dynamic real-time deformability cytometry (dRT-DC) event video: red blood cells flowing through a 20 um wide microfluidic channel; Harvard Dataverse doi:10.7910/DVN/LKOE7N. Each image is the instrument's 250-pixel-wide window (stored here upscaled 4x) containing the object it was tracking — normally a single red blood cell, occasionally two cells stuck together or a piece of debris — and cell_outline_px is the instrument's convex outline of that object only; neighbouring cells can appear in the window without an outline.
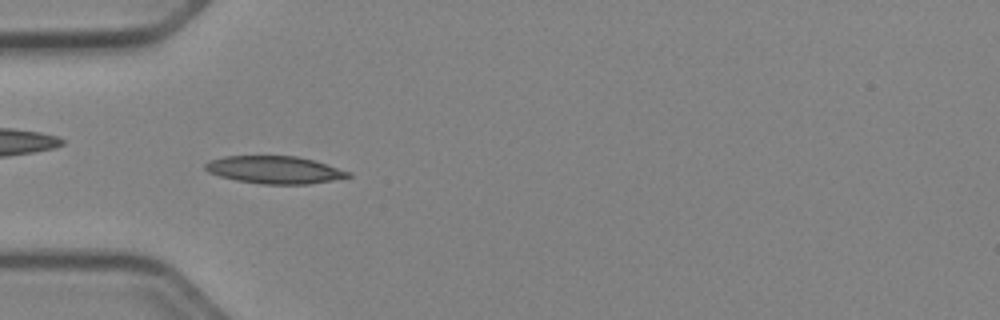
{"species": "Egyptian fruit bat (a non-hibernating species)", "species_latin": "Rousettus aegyptiacus", "temperature_condition": "cold", "stored_images_in_passage": 47, "camera_frame_rate_fps": 3000, "um_per_image_px": 0.085, "animal": {"sex": "female"}, "frame": {"image": 1, "passage_image": 12, "time_ms": 3.667, "image_size_px": [1000, 320], "cell_outline_px": [[352, 176], [332, 180], [308, 184], [264, 184], [236, 180], [220, 176], [208, 172], [204, 168], [204, 164], [208, 160], [224, 156], [296, 156], [312, 160], [352, 172]], "centroid_in_image_um": [23.31, 14.43], "position_along_channel_um": 61.7, "area_um2": 22.83}}
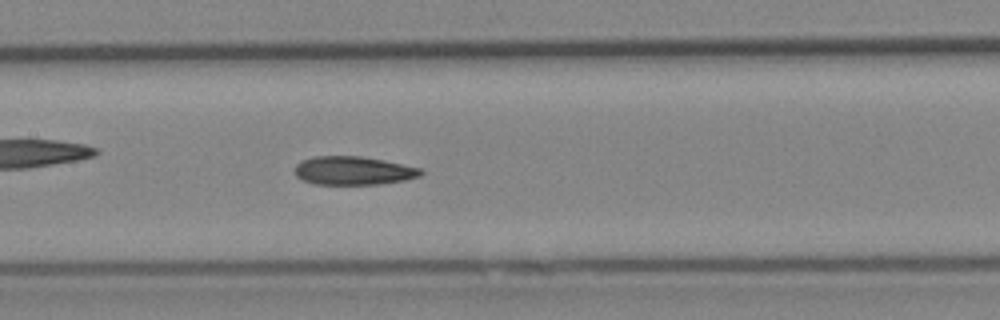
{"frame": {"image": 2, "passage_image": 21, "time_ms": 6.667, "image_size_px": [1000, 320], "cell_outline_px": [[424, 172], [420, 176], [404, 180], [380, 184], [316, 184], [304, 180], [296, 176], [296, 164], [304, 160], [316, 156], [360, 156], [384, 160], [420, 168]], "centroid_in_image_um": [30.06, 14.5], "position_along_channel_um": 177.3, "area_um2": 20.69}}
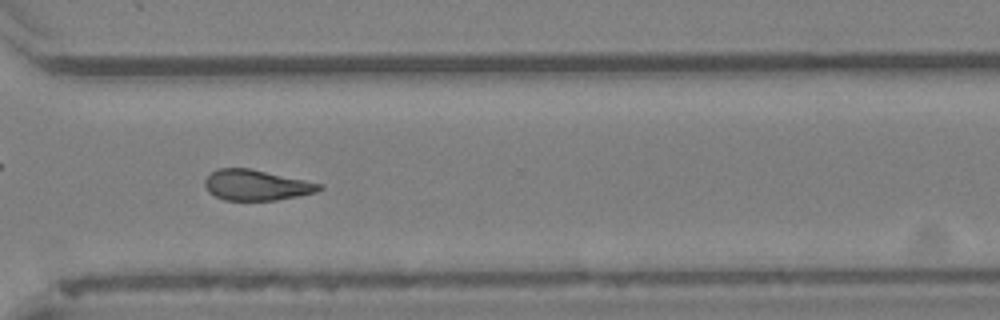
{"frame": {"image": 3, "passage_image": 34, "time_ms": 11.0, "image_size_px": [1000, 320], "cell_outline_px": [[324, 188], [316, 192], [300, 196], [276, 200], [224, 200], [208, 192], [204, 184], [204, 180], [212, 172], [220, 168], [248, 168], [324, 184]], "centroid_in_image_um": [21.81, 15.74], "position_along_channel_um": 348.8, "area_um2": 20.35}, "authors_computed_cell_mechanics": {"area_um2": 20.9814, "velocity_mm_per_s": 3.9576, "shape_relaxation_time_tau1_ms": 7.0593, "shape_relaxation_time_tau2_ms": 4.9059, "deformation_change_tau1": 0.1552, "deformation_change_tau2": 0.1251}}